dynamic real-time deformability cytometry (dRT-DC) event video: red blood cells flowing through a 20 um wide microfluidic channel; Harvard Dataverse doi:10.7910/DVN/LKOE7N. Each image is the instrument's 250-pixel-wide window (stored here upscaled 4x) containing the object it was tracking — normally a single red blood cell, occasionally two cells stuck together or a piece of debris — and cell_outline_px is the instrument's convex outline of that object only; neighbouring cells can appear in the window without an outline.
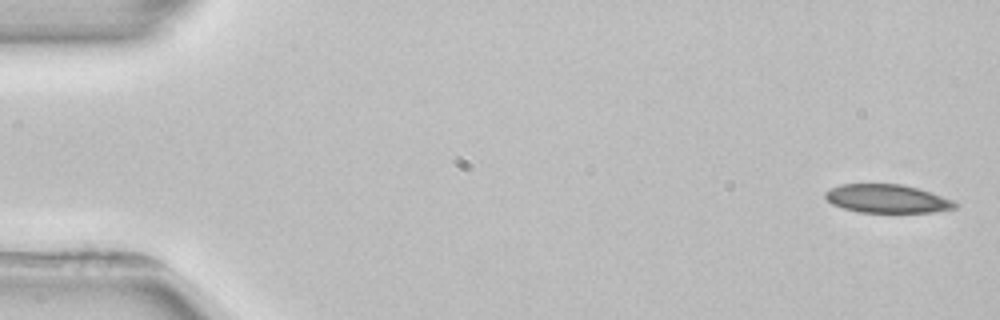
{"species": "common noctule bat (a hibernating species)", "species_latin": "Nyctalus noctula", "temperature_condition": "room temperature", "stored_images_in_passage": 2, "segment_of_instrument_passage": [2, 2], "camera_frame_rate_fps": 3000, "um_per_image_px": 0.085, "animal": {"sex": "female", "body_mass_g": 22.7, "forearm_length_mm": 54.2}, "frame": {"image": 1, "passage_image": 2, "time_ms": 1.667, "image_size_px": [1000, 320], "cell_outline_px": [[960, 204], [956, 208], [932, 212], [860, 212], [844, 208], [832, 204], [824, 196], [824, 192], [840, 184], [900, 184], [916, 188], [952, 200]], "centroid_in_image_um": [75.38, 16.89], "position_along_channel_um": 9.6, "area_um2": 21.21}}